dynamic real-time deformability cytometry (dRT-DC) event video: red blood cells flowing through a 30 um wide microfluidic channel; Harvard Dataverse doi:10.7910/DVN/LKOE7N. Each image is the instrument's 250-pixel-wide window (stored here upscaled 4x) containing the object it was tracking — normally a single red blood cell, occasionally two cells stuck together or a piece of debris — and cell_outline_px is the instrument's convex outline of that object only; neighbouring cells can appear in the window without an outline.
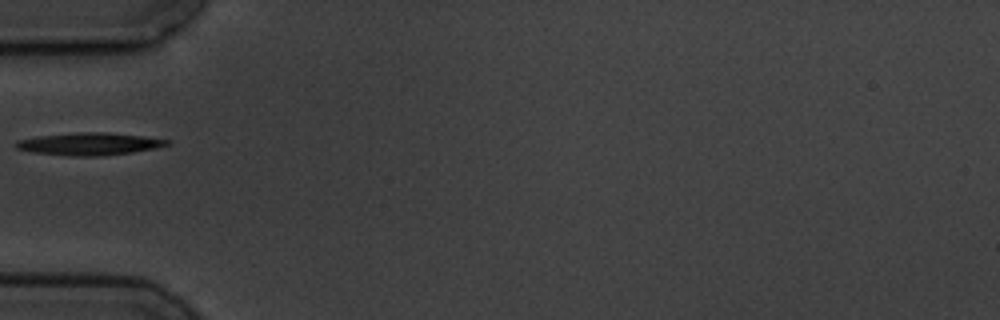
{"species": "common noctule bat (a hibernating species)", "species_latin": "Nyctalus noctula", "temperature_condition": "cold", "stored_images_in_passage": 5, "camera_frame_rate_fps": 3000, "um_per_image_px": 0.085, "animal": {"sex": "male", "body_mass_g": 19.5, "forearm_length_mm": 54.6}, "frame": {"image": 1, "passage_image": 5, "time_ms": 5.667, "image_size_px": [1000, 320], "cell_outline_px": [[168, 144], [156, 148], [132, 152], [96, 156], [76, 156], [32, 152], [16, 148], [12, 144], [16, 140], [36, 136], [80, 132], [108, 132], [144, 136], [168, 140]], "centroid_in_image_um": [7.53, 12.22], "position_along_channel_um": 77.5, "area_um2": 19.65}}